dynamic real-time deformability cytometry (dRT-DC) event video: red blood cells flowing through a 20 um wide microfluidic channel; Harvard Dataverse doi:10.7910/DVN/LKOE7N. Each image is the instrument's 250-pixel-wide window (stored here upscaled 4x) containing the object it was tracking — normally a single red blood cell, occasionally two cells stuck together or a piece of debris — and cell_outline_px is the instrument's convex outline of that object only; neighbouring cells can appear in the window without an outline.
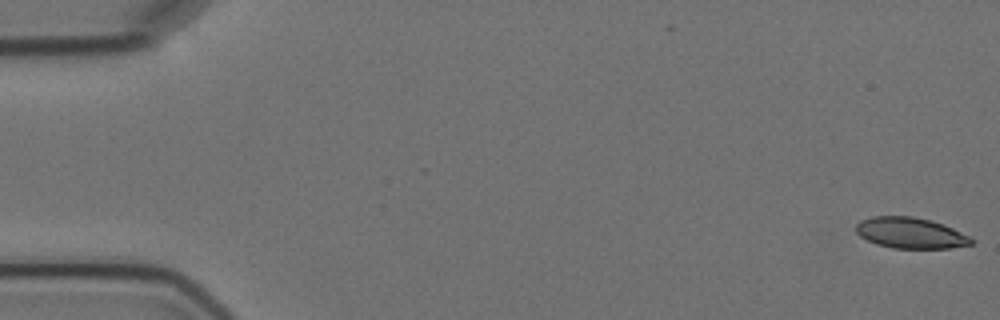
{"species": "Egyptian fruit bat (a non-hibernating species)", "species_latin": "Rousettus aegyptiacus", "temperature_condition": "cold", "stored_images_in_passage": 5, "camera_frame_rate_fps": 3000, "um_per_image_px": 0.085, "animal": {"sex": "female"}, "frame": {"image": 1, "passage_image": 1, "time_ms": 0.0, "image_size_px": [1000, 320], "cell_outline_px": [[976, 240], [972, 244], [952, 248], [892, 248], [876, 244], [860, 236], [856, 232], [856, 224], [860, 220], [872, 216], [912, 216], [932, 220], [944, 224], [972, 236]], "centroid_in_image_um": [77.44, 19.8], "position_along_channel_um": 7.6, "area_um2": 21.1}}
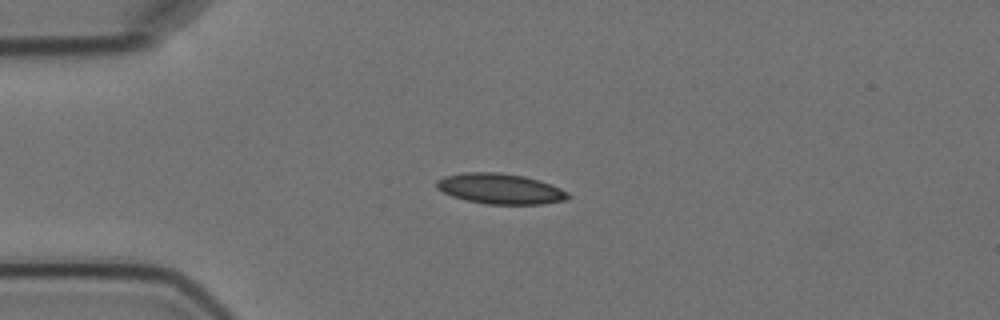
{"frame": {"image": 2, "passage_image": 4, "time_ms": 4.333, "image_size_px": [1000, 320], "cell_outline_px": [[572, 196], [568, 200], [544, 204], [484, 204], [464, 200], [452, 196], [436, 188], [436, 180], [444, 176], [464, 172], [496, 172], [524, 176], [540, 180], [552, 184], [568, 192]], "centroid_in_image_um": [42.54, 16.05], "position_along_channel_um": 42.5, "area_um2": 23.64}}